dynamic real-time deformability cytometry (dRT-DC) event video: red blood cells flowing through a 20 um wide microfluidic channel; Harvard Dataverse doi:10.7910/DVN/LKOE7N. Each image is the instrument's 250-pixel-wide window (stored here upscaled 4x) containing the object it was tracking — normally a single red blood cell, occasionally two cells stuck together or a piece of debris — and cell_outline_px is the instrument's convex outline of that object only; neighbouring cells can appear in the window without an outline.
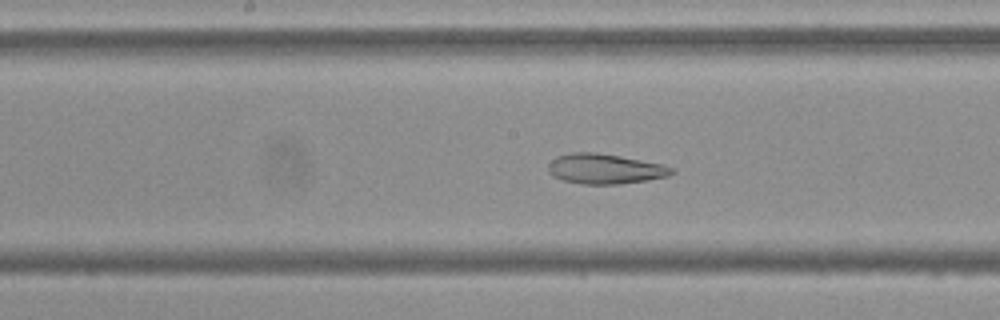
{"species": "Egyptian fruit bat (a non-hibernating species)", "species_latin": "Rousettus aegyptiacus", "temperature_condition": "cold", "stored_images_in_passage": 54, "camera_frame_rate_fps": 3000, "um_per_image_px": 0.085, "frame": {"image": 1, "passage_image": 27, "time_ms": 8.667, "image_size_px": [1000, 320], "cell_outline_px": [[676, 172], [668, 176], [620, 184], [580, 184], [564, 180], [552, 176], [548, 172], [548, 164], [556, 156], [572, 152], [596, 152], [620, 156], [660, 164], [672, 168]], "centroid_in_image_um": [51.37, 14.35], "position_along_channel_um": 196.8, "area_um2": 21.5}}
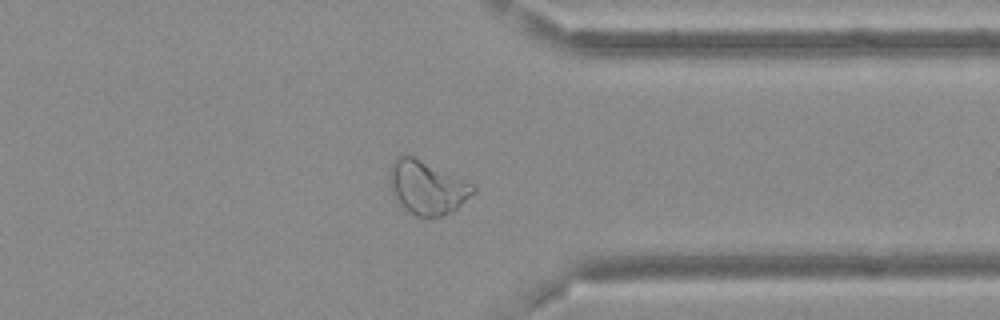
{"frame": {"image": 2, "passage_image": 42, "time_ms": 13.667, "image_size_px": [1000, 320], "cell_outline_px": [[476, 192], [452, 212], [444, 216], [416, 216], [404, 208], [396, 196], [388, 180], [388, 176], [392, 164], [396, 156], [412, 156], [476, 184]], "centroid_in_image_um": [36.35, 15.93], "position_along_channel_um": 375.0, "area_um2": 25.84}}
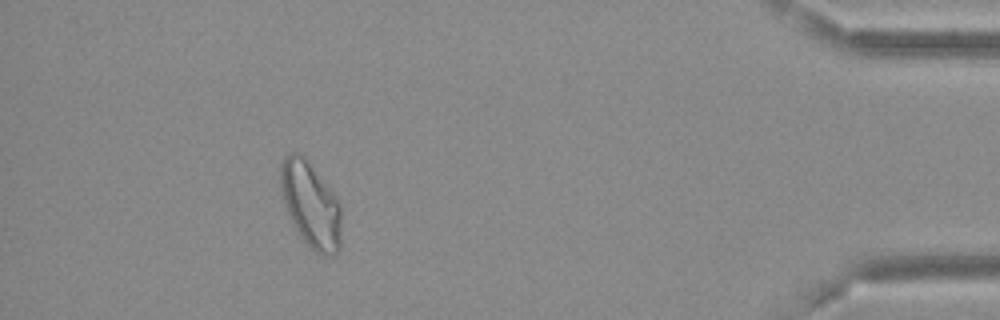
{"frame": {"image": 3, "passage_image": 49, "time_ms": 16.0, "image_size_px": [1000, 320], "cell_outline_px": [[340, 248], [332, 256], [328, 256], [316, 252], [300, 236], [288, 212], [280, 188], [280, 164], [284, 156], [288, 152], [300, 152], [304, 156], [332, 192], [340, 204]], "centroid_in_image_um": [26.39, 17.36], "position_along_channel_um": 408.8, "area_um2": 29.82}, "authors_computed_cell_mechanics": {"area_um2": 27.9752, "velocity_mm_per_s": 3.6548, "shape_relaxation_time_tau1_ms": null, "shape_relaxation_time_tau2_ms": 2.48, "deformation_change_tau1": null, "deformation_change_tau2": 0.0968}}